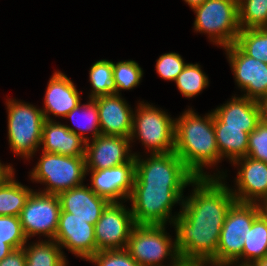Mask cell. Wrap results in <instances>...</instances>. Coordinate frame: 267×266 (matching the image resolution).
<instances>
[{
	"label": "cell",
	"mask_w": 267,
	"mask_h": 266,
	"mask_svg": "<svg viewBox=\"0 0 267 266\" xmlns=\"http://www.w3.org/2000/svg\"><path fill=\"white\" fill-rule=\"evenodd\" d=\"M165 227L166 225H135L132 229L126 250L140 266H165V258L171 259V264L167 266H174L181 259L175 239L172 241Z\"/></svg>",
	"instance_id": "obj_9"
},
{
	"label": "cell",
	"mask_w": 267,
	"mask_h": 266,
	"mask_svg": "<svg viewBox=\"0 0 267 266\" xmlns=\"http://www.w3.org/2000/svg\"><path fill=\"white\" fill-rule=\"evenodd\" d=\"M264 210L258 203L235 202L229 209L221 229L216 252V266H233L241 257L245 238L254 219Z\"/></svg>",
	"instance_id": "obj_8"
},
{
	"label": "cell",
	"mask_w": 267,
	"mask_h": 266,
	"mask_svg": "<svg viewBox=\"0 0 267 266\" xmlns=\"http://www.w3.org/2000/svg\"><path fill=\"white\" fill-rule=\"evenodd\" d=\"M247 156L267 164V125L262 121L249 134Z\"/></svg>",
	"instance_id": "obj_35"
},
{
	"label": "cell",
	"mask_w": 267,
	"mask_h": 266,
	"mask_svg": "<svg viewBox=\"0 0 267 266\" xmlns=\"http://www.w3.org/2000/svg\"><path fill=\"white\" fill-rule=\"evenodd\" d=\"M14 177L15 175L0 186V216H20L27 199L34 191Z\"/></svg>",
	"instance_id": "obj_27"
},
{
	"label": "cell",
	"mask_w": 267,
	"mask_h": 266,
	"mask_svg": "<svg viewBox=\"0 0 267 266\" xmlns=\"http://www.w3.org/2000/svg\"><path fill=\"white\" fill-rule=\"evenodd\" d=\"M0 266H26V254L23 247L12 250L0 261Z\"/></svg>",
	"instance_id": "obj_37"
},
{
	"label": "cell",
	"mask_w": 267,
	"mask_h": 266,
	"mask_svg": "<svg viewBox=\"0 0 267 266\" xmlns=\"http://www.w3.org/2000/svg\"><path fill=\"white\" fill-rule=\"evenodd\" d=\"M187 186L133 185L128 198L136 225L173 224L177 215H172V207L182 205L183 190ZM181 203V204H180ZM168 221V222H167Z\"/></svg>",
	"instance_id": "obj_3"
},
{
	"label": "cell",
	"mask_w": 267,
	"mask_h": 266,
	"mask_svg": "<svg viewBox=\"0 0 267 266\" xmlns=\"http://www.w3.org/2000/svg\"><path fill=\"white\" fill-rule=\"evenodd\" d=\"M244 240L242 255L233 264L234 266H249L254 261L267 256V212L265 210L254 219Z\"/></svg>",
	"instance_id": "obj_24"
},
{
	"label": "cell",
	"mask_w": 267,
	"mask_h": 266,
	"mask_svg": "<svg viewBox=\"0 0 267 266\" xmlns=\"http://www.w3.org/2000/svg\"><path fill=\"white\" fill-rule=\"evenodd\" d=\"M42 151L64 156H85L86 141L66 125L45 120L42 127Z\"/></svg>",
	"instance_id": "obj_21"
},
{
	"label": "cell",
	"mask_w": 267,
	"mask_h": 266,
	"mask_svg": "<svg viewBox=\"0 0 267 266\" xmlns=\"http://www.w3.org/2000/svg\"><path fill=\"white\" fill-rule=\"evenodd\" d=\"M15 171L12 165H4L0 162V186L14 175Z\"/></svg>",
	"instance_id": "obj_38"
},
{
	"label": "cell",
	"mask_w": 267,
	"mask_h": 266,
	"mask_svg": "<svg viewBox=\"0 0 267 266\" xmlns=\"http://www.w3.org/2000/svg\"><path fill=\"white\" fill-rule=\"evenodd\" d=\"M6 100L9 146L15 155L29 160L41 146L44 114L33 104Z\"/></svg>",
	"instance_id": "obj_4"
},
{
	"label": "cell",
	"mask_w": 267,
	"mask_h": 266,
	"mask_svg": "<svg viewBox=\"0 0 267 266\" xmlns=\"http://www.w3.org/2000/svg\"><path fill=\"white\" fill-rule=\"evenodd\" d=\"M214 131L221 160L228 158L230 163L247 156L249 133L245 128L225 127L214 114Z\"/></svg>",
	"instance_id": "obj_23"
},
{
	"label": "cell",
	"mask_w": 267,
	"mask_h": 266,
	"mask_svg": "<svg viewBox=\"0 0 267 266\" xmlns=\"http://www.w3.org/2000/svg\"><path fill=\"white\" fill-rule=\"evenodd\" d=\"M174 82L180 93L187 98L197 96L209 85L208 76L197 63H187Z\"/></svg>",
	"instance_id": "obj_29"
},
{
	"label": "cell",
	"mask_w": 267,
	"mask_h": 266,
	"mask_svg": "<svg viewBox=\"0 0 267 266\" xmlns=\"http://www.w3.org/2000/svg\"><path fill=\"white\" fill-rule=\"evenodd\" d=\"M261 121L267 125V96L258 101Z\"/></svg>",
	"instance_id": "obj_40"
},
{
	"label": "cell",
	"mask_w": 267,
	"mask_h": 266,
	"mask_svg": "<svg viewBox=\"0 0 267 266\" xmlns=\"http://www.w3.org/2000/svg\"><path fill=\"white\" fill-rule=\"evenodd\" d=\"M88 261L97 266H140L126 249L98 251Z\"/></svg>",
	"instance_id": "obj_36"
},
{
	"label": "cell",
	"mask_w": 267,
	"mask_h": 266,
	"mask_svg": "<svg viewBox=\"0 0 267 266\" xmlns=\"http://www.w3.org/2000/svg\"><path fill=\"white\" fill-rule=\"evenodd\" d=\"M174 266H216L210 261L182 260L180 259Z\"/></svg>",
	"instance_id": "obj_39"
},
{
	"label": "cell",
	"mask_w": 267,
	"mask_h": 266,
	"mask_svg": "<svg viewBox=\"0 0 267 266\" xmlns=\"http://www.w3.org/2000/svg\"><path fill=\"white\" fill-rule=\"evenodd\" d=\"M91 173V189L109 202L128 200L135 178V158L128 163L103 170H86Z\"/></svg>",
	"instance_id": "obj_17"
},
{
	"label": "cell",
	"mask_w": 267,
	"mask_h": 266,
	"mask_svg": "<svg viewBox=\"0 0 267 266\" xmlns=\"http://www.w3.org/2000/svg\"><path fill=\"white\" fill-rule=\"evenodd\" d=\"M92 100L98 107L101 134L130 138L134 111L126 100L120 94L100 96Z\"/></svg>",
	"instance_id": "obj_18"
},
{
	"label": "cell",
	"mask_w": 267,
	"mask_h": 266,
	"mask_svg": "<svg viewBox=\"0 0 267 266\" xmlns=\"http://www.w3.org/2000/svg\"><path fill=\"white\" fill-rule=\"evenodd\" d=\"M136 108L133 113L130 142L138 138L150 154L173 152L175 119L162 109L144 101Z\"/></svg>",
	"instance_id": "obj_6"
},
{
	"label": "cell",
	"mask_w": 267,
	"mask_h": 266,
	"mask_svg": "<svg viewBox=\"0 0 267 266\" xmlns=\"http://www.w3.org/2000/svg\"><path fill=\"white\" fill-rule=\"evenodd\" d=\"M135 158L133 185L188 186L196 178L173 151L150 154L149 158Z\"/></svg>",
	"instance_id": "obj_10"
},
{
	"label": "cell",
	"mask_w": 267,
	"mask_h": 266,
	"mask_svg": "<svg viewBox=\"0 0 267 266\" xmlns=\"http://www.w3.org/2000/svg\"><path fill=\"white\" fill-rule=\"evenodd\" d=\"M0 239L13 249L27 245L28 239L23 232L19 216H0Z\"/></svg>",
	"instance_id": "obj_33"
},
{
	"label": "cell",
	"mask_w": 267,
	"mask_h": 266,
	"mask_svg": "<svg viewBox=\"0 0 267 266\" xmlns=\"http://www.w3.org/2000/svg\"><path fill=\"white\" fill-rule=\"evenodd\" d=\"M135 221L122 201L109 202L94 225L98 251L126 249Z\"/></svg>",
	"instance_id": "obj_12"
},
{
	"label": "cell",
	"mask_w": 267,
	"mask_h": 266,
	"mask_svg": "<svg viewBox=\"0 0 267 266\" xmlns=\"http://www.w3.org/2000/svg\"><path fill=\"white\" fill-rule=\"evenodd\" d=\"M236 44L248 56L267 63V28L240 29Z\"/></svg>",
	"instance_id": "obj_30"
},
{
	"label": "cell",
	"mask_w": 267,
	"mask_h": 266,
	"mask_svg": "<svg viewBox=\"0 0 267 266\" xmlns=\"http://www.w3.org/2000/svg\"><path fill=\"white\" fill-rule=\"evenodd\" d=\"M12 250H14L9 244L4 243V240L0 239V261L5 258Z\"/></svg>",
	"instance_id": "obj_41"
},
{
	"label": "cell",
	"mask_w": 267,
	"mask_h": 266,
	"mask_svg": "<svg viewBox=\"0 0 267 266\" xmlns=\"http://www.w3.org/2000/svg\"><path fill=\"white\" fill-rule=\"evenodd\" d=\"M143 77V70L134 60H125L113 63V78L117 94L122 90H131L137 87Z\"/></svg>",
	"instance_id": "obj_32"
},
{
	"label": "cell",
	"mask_w": 267,
	"mask_h": 266,
	"mask_svg": "<svg viewBox=\"0 0 267 266\" xmlns=\"http://www.w3.org/2000/svg\"><path fill=\"white\" fill-rule=\"evenodd\" d=\"M232 165L239 167L235 178L237 189H231L236 202L265 205L267 203V164L245 156L234 160Z\"/></svg>",
	"instance_id": "obj_15"
},
{
	"label": "cell",
	"mask_w": 267,
	"mask_h": 266,
	"mask_svg": "<svg viewBox=\"0 0 267 266\" xmlns=\"http://www.w3.org/2000/svg\"><path fill=\"white\" fill-rule=\"evenodd\" d=\"M249 266H267V256L259 259L257 261H254L251 265Z\"/></svg>",
	"instance_id": "obj_43"
},
{
	"label": "cell",
	"mask_w": 267,
	"mask_h": 266,
	"mask_svg": "<svg viewBox=\"0 0 267 266\" xmlns=\"http://www.w3.org/2000/svg\"><path fill=\"white\" fill-rule=\"evenodd\" d=\"M61 211L69 212L72 217L87 220L95 225L109 201L97 195L89 186L80 185L58 194Z\"/></svg>",
	"instance_id": "obj_20"
},
{
	"label": "cell",
	"mask_w": 267,
	"mask_h": 266,
	"mask_svg": "<svg viewBox=\"0 0 267 266\" xmlns=\"http://www.w3.org/2000/svg\"><path fill=\"white\" fill-rule=\"evenodd\" d=\"M30 172L33 182L47 186L39 192L58 195L83 184L87 175L85 156H64L42 151L41 158Z\"/></svg>",
	"instance_id": "obj_7"
},
{
	"label": "cell",
	"mask_w": 267,
	"mask_h": 266,
	"mask_svg": "<svg viewBox=\"0 0 267 266\" xmlns=\"http://www.w3.org/2000/svg\"><path fill=\"white\" fill-rule=\"evenodd\" d=\"M54 241L76 257L88 261L96 252L95 227L87 220L72 217L69 212H60Z\"/></svg>",
	"instance_id": "obj_16"
},
{
	"label": "cell",
	"mask_w": 267,
	"mask_h": 266,
	"mask_svg": "<svg viewBox=\"0 0 267 266\" xmlns=\"http://www.w3.org/2000/svg\"><path fill=\"white\" fill-rule=\"evenodd\" d=\"M26 254V266H65L66 256L62 248L54 241L45 239L23 247Z\"/></svg>",
	"instance_id": "obj_26"
},
{
	"label": "cell",
	"mask_w": 267,
	"mask_h": 266,
	"mask_svg": "<svg viewBox=\"0 0 267 266\" xmlns=\"http://www.w3.org/2000/svg\"><path fill=\"white\" fill-rule=\"evenodd\" d=\"M213 177L195 178L192 194L183 199L174 219L176 250L182 260L210 261L216 265L221 229L236 202L224 181V171ZM187 198V199H186Z\"/></svg>",
	"instance_id": "obj_1"
},
{
	"label": "cell",
	"mask_w": 267,
	"mask_h": 266,
	"mask_svg": "<svg viewBox=\"0 0 267 266\" xmlns=\"http://www.w3.org/2000/svg\"><path fill=\"white\" fill-rule=\"evenodd\" d=\"M194 31L208 35L213 44H235L240 33L238 0H206L193 9Z\"/></svg>",
	"instance_id": "obj_5"
},
{
	"label": "cell",
	"mask_w": 267,
	"mask_h": 266,
	"mask_svg": "<svg viewBox=\"0 0 267 266\" xmlns=\"http://www.w3.org/2000/svg\"><path fill=\"white\" fill-rule=\"evenodd\" d=\"M264 210L267 212V203L264 205Z\"/></svg>",
	"instance_id": "obj_44"
},
{
	"label": "cell",
	"mask_w": 267,
	"mask_h": 266,
	"mask_svg": "<svg viewBox=\"0 0 267 266\" xmlns=\"http://www.w3.org/2000/svg\"><path fill=\"white\" fill-rule=\"evenodd\" d=\"M174 119V152L196 178L213 177L203 170L221 161L215 138L213 111L201 117L190 108Z\"/></svg>",
	"instance_id": "obj_2"
},
{
	"label": "cell",
	"mask_w": 267,
	"mask_h": 266,
	"mask_svg": "<svg viewBox=\"0 0 267 266\" xmlns=\"http://www.w3.org/2000/svg\"><path fill=\"white\" fill-rule=\"evenodd\" d=\"M61 212L58 195L33 191L20 213L23 232L30 237L40 234L54 240Z\"/></svg>",
	"instance_id": "obj_11"
},
{
	"label": "cell",
	"mask_w": 267,
	"mask_h": 266,
	"mask_svg": "<svg viewBox=\"0 0 267 266\" xmlns=\"http://www.w3.org/2000/svg\"><path fill=\"white\" fill-rule=\"evenodd\" d=\"M89 81L92 86L89 99L117 94L112 61L101 59L92 64L89 71Z\"/></svg>",
	"instance_id": "obj_28"
},
{
	"label": "cell",
	"mask_w": 267,
	"mask_h": 266,
	"mask_svg": "<svg viewBox=\"0 0 267 266\" xmlns=\"http://www.w3.org/2000/svg\"><path fill=\"white\" fill-rule=\"evenodd\" d=\"M187 63L175 52L162 54L156 60V72L164 80L174 81L183 71Z\"/></svg>",
	"instance_id": "obj_34"
},
{
	"label": "cell",
	"mask_w": 267,
	"mask_h": 266,
	"mask_svg": "<svg viewBox=\"0 0 267 266\" xmlns=\"http://www.w3.org/2000/svg\"><path fill=\"white\" fill-rule=\"evenodd\" d=\"M130 138L98 135L86 142V170H103L128 163L136 153H131Z\"/></svg>",
	"instance_id": "obj_14"
},
{
	"label": "cell",
	"mask_w": 267,
	"mask_h": 266,
	"mask_svg": "<svg viewBox=\"0 0 267 266\" xmlns=\"http://www.w3.org/2000/svg\"><path fill=\"white\" fill-rule=\"evenodd\" d=\"M184 1L187 3V5L191 7V9H194L197 6H200L206 0H184Z\"/></svg>",
	"instance_id": "obj_42"
},
{
	"label": "cell",
	"mask_w": 267,
	"mask_h": 266,
	"mask_svg": "<svg viewBox=\"0 0 267 266\" xmlns=\"http://www.w3.org/2000/svg\"><path fill=\"white\" fill-rule=\"evenodd\" d=\"M213 113L225 124V127L245 128L251 133L261 121L258 101L245 96H232L230 101L217 107Z\"/></svg>",
	"instance_id": "obj_22"
},
{
	"label": "cell",
	"mask_w": 267,
	"mask_h": 266,
	"mask_svg": "<svg viewBox=\"0 0 267 266\" xmlns=\"http://www.w3.org/2000/svg\"><path fill=\"white\" fill-rule=\"evenodd\" d=\"M81 103V96L76 85L61 71L51 76L44 97V108L41 109L45 120H53L49 114L64 118Z\"/></svg>",
	"instance_id": "obj_19"
},
{
	"label": "cell",
	"mask_w": 267,
	"mask_h": 266,
	"mask_svg": "<svg viewBox=\"0 0 267 266\" xmlns=\"http://www.w3.org/2000/svg\"><path fill=\"white\" fill-rule=\"evenodd\" d=\"M78 115L79 117H76ZM64 118L71 119L72 123L76 126V129L68 125H66V127L86 142H88L91 137L94 139L98 135H101L98 107L92 99H89L86 104L81 105L80 103ZM87 132H92V136H84Z\"/></svg>",
	"instance_id": "obj_25"
},
{
	"label": "cell",
	"mask_w": 267,
	"mask_h": 266,
	"mask_svg": "<svg viewBox=\"0 0 267 266\" xmlns=\"http://www.w3.org/2000/svg\"><path fill=\"white\" fill-rule=\"evenodd\" d=\"M240 29L267 28V0H238Z\"/></svg>",
	"instance_id": "obj_31"
},
{
	"label": "cell",
	"mask_w": 267,
	"mask_h": 266,
	"mask_svg": "<svg viewBox=\"0 0 267 266\" xmlns=\"http://www.w3.org/2000/svg\"><path fill=\"white\" fill-rule=\"evenodd\" d=\"M223 49L238 88L247 98L259 101L267 96V63L248 56L236 43Z\"/></svg>",
	"instance_id": "obj_13"
}]
</instances>
